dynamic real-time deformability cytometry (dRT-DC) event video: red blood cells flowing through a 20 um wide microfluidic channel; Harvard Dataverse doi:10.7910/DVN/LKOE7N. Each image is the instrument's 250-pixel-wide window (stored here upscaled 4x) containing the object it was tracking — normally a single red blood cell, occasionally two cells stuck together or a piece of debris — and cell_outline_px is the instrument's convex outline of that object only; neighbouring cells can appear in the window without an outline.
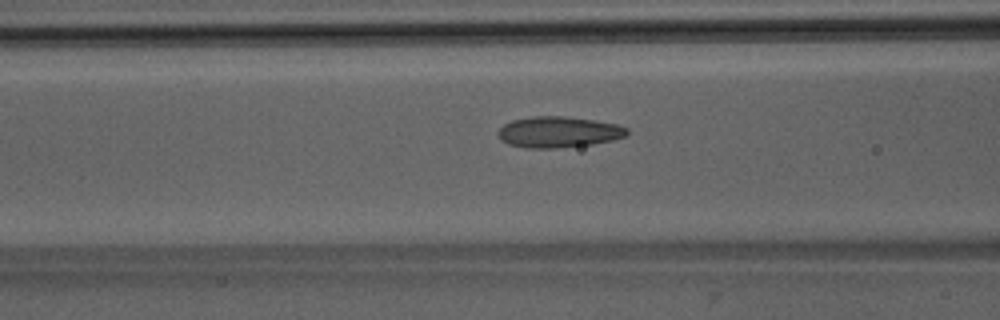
{"species": "Egyptian fruit bat (a non-hibernating species)", "species_latin": "Rousettus aegyptiacus", "temperature_condition": "room temperature", "stored_images_in_passage": 52, "camera_frame_rate_fps": 3000, "um_per_image_px": 0.085, "animal": {"sex": "male"}, "frame": {"image": 1, "passage_image": 21, "time_ms": 6.667, "image_size_px": [1000, 320], "cell_outline_px": [[628, 132], [624, 136], [612, 140], [592, 144], [556, 148], [524, 148], [508, 144], [500, 140], [496, 132], [504, 124], [512, 120], [532, 116], [564, 116], [592, 120], [616, 124], [628, 128]], "centroid_in_image_um": [47.42, 11.22], "position_along_channel_um": 119.2, "area_um2": 23.29}}
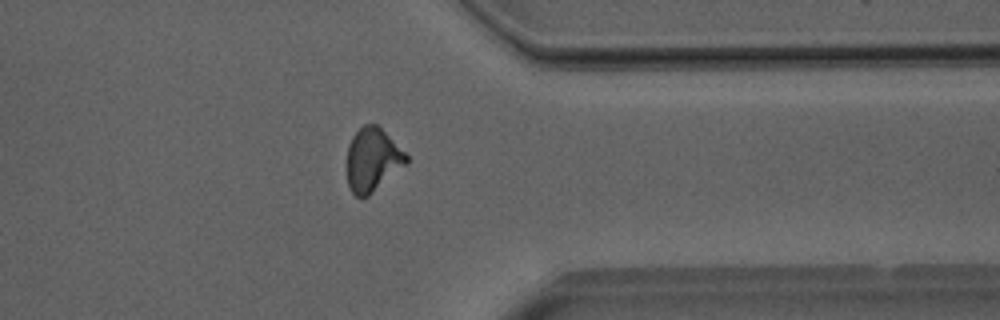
{"frame": {"image": 2, "passage_image": 41, "time_ms": 13.333, "image_size_px": [1000, 320], "cell_outline_px": [[408, 164], [368, 196], [356, 196], [352, 192], [348, 184], [348, 144], [352, 136], [364, 124], [376, 124], [408, 156]], "centroid_in_image_um": [31.67, 13.59], "position_along_channel_um": 379.7, "area_um2": 21.62}}
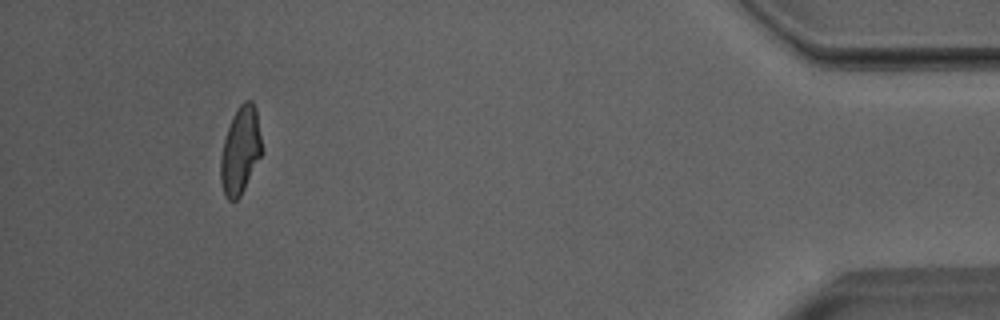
{"frame": {"image": 3, "passage_image": 48, "time_ms": 15.667, "image_size_px": [1000, 320], "cell_outline_px": [[264, 152], [240, 196], [236, 200], [228, 200], [224, 196], [220, 180], [220, 156], [224, 140], [232, 116], [236, 108], [244, 100], [252, 100], [256, 108]], "centroid_in_image_um": [20.45, 12.78], "position_along_channel_um": 414.8, "area_um2": 21.39}, "authors_computed_cell_mechanics": {"area_um2": 22.1374, "velocity_mm_per_s": 4.0129, "shape_relaxation_time_tau1_ms": 9.6006, "shape_relaxation_time_tau2_ms": 1.5147, "deformation_change_tau1": 0.2224, "deformation_change_tau2": 0.0866}}